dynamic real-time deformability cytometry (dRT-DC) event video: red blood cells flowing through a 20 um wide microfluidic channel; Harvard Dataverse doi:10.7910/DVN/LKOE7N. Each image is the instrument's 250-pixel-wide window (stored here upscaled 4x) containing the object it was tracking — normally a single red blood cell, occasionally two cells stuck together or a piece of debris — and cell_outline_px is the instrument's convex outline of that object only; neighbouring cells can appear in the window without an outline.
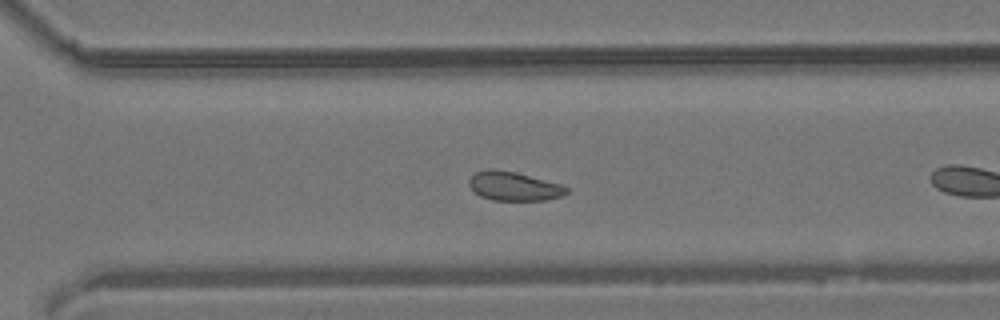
{"species": "common noctule bat (a hibernating species)", "species_latin": "Nyctalus noctula", "temperature_condition": "room temperature", "stored_images_in_passage": 31, "camera_frame_rate_fps": 3000, "um_per_image_px": 0.085, "animal": {"sex": "male", "body_mass_g": 19.2, "forearm_length_mm": 51.8}, "frame": {"image": 1, "passage_image": 18, "time_ms": 5.667, "image_size_px": [1000, 320], "cell_outline_px": [[568, 192], [560, 196], [548, 200], [492, 200], [480, 196], [468, 184], [468, 180], [472, 172], [488, 168], [516, 172], [560, 184], [568, 188]], "centroid_in_image_um": [43.63, 15.81], "position_along_channel_um": 327.0, "area_um2": 16.47}}